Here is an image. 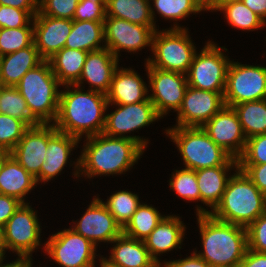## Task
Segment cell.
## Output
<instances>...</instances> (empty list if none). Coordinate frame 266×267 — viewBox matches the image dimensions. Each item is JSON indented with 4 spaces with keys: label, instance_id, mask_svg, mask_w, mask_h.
Listing matches in <instances>:
<instances>
[{
    "label": "cell",
    "instance_id": "cell-1",
    "mask_svg": "<svg viewBox=\"0 0 266 267\" xmlns=\"http://www.w3.org/2000/svg\"><path fill=\"white\" fill-rule=\"evenodd\" d=\"M64 86L67 90L60 91L55 128L79 140L84 134L90 137L103 133L106 118L103 114L109 105L106 94L94 90L82 92L76 85ZM72 86L74 90H70Z\"/></svg>",
    "mask_w": 266,
    "mask_h": 267
},
{
    "label": "cell",
    "instance_id": "cell-2",
    "mask_svg": "<svg viewBox=\"0 0 266 267\" xmlns=\"http://www.w3.org/2000/svg\"><path fill=\"white\" fill-rule=\"evenodd\" d=\"M86 144L75 168L89 178L96 175L122 174L140 159L144 148L130 138L112 137L104 133L86 137Z\"/></svg>",
    "mask_w": 266,
    "mask_h": 267
},
{
    "label": "cell",
    "instance_id": "cell-3",
    "mask_svg": "<svg viewBox=\"0 0 266 267\" xmlns=\"http://www.w3.org/2000/svg\"><path fill=\"white\" fill-rule=\"evenodd\" d=\"M229 177L220 203L212 211L197 208L198 214H210L213 218L247 228L266 212V196L239 168Z\"/></svg>",
    "mask_w": 266,
    "mask_h": 267
},
{
    "label": "cell",
    "instance_id": "cell-4",
    "mask_svg": "<svg viewBox=\"0 0 266 267\" xmlns=\"http://www.w3.org/2000/svg\"><path fill=\"white\" fill-rule=\"evenodd\" d=\"M197 216L204 249L198 255L211 267H239L248 249L246 228L219 221L210 214Z\"/></svg>",
    "mask_w": 266,
    "mask_h": 267
},
{
    "label": "cell",
    "instance_id": "cell-5",
    "mask_svg": "<svg viewBox=\"0 0 266 267\" xmlns=\"http://www.w3.org/2000/svg\"><path fill=\"white\" fill-rule=\"evenodd\" d=\"M60 85L50 62L43 60L21 78L16 88L27 102L31 115L40 124H51L58 115Z\"/></svg>",
    "mask_w": 266,
    "mask_h": 267
},
{
    "label": "cell",
    "instance_id": "cell-6",
    "mask_svg": "<svg viewBox=\"0 0 266 267\" xmlns=\"http://www.w3.org/2000/svg\"><path fill=\"white\" fill-rule=\"evenodd\" d=\"M166 134L178 147L185 168L200 170L224 165L231 156L219 147L202 127H178L167 129Z\"/></svg>",
    "mask_w": 266,
    "mask_h": 267
},
{
    "label": "cell",
    "instance_id": "cell-7",
    "mask_svg": "<svg viewBox=\"0 0 266 267\" xmlns=\"http://www.w3.org/2000/svg\"><path fill=\"white\" fill-rule=\"evenodd\" d=\"M151 51L154 58L146 59L147 67L187 74L196 49L186 28L174 25L170 30L154 32Z\"/></svg>",
    "mask_w": 266,
    "mask_h": 267
},
{
    "label": "cell",
    "instance_id": "cell-8",
    "mask_svg": "<svg viewBox=\"0 0 266 267\" xmlns=\"http://www.w3.org/2000/svg\"><path fill=\"white\" fill-rule=\"evenodd\" d=\"M217 47L208 42L200 54L195 53L187 75L188 86L212 92H225L227 70L231 61Z\"/></svg>",
    "mask_w": 266,
    "mask_h": 267
},
{
    "label": "cell",
    "instance_id": "cell-9",
    "mask_svg": "<svg viewBox=\"0 0 266 267\" xmlns=\"http://www.w3.org/2000/svg\"><path fill=\"white\" fill-rule=\"evenodd\" d=\"M266 99V67L230 62L224 92L225 106Z\"/></svg>",
    "mask_w": 266,
    "mask_h": 267
},
{
    "label": "cell",
    "instance_id": "cell-10",
    "mask_svg": "<svg viewBox=\"0 0 266 267\" xmlns=\"http://www.w3.org/2000/svg\"><path fill=\"white\" fill-rule=\"evenodd\" d=\"M40 233L36 212L29 203H22L1 229V242L18 256L30 257L40 245Z\"/></svg>",
    "mask_w": 266,
    "mask_h": 267
},
{
    "label": "cell",
    "instance_id": "cell-11",
    "mask_svg": "<svg viewBox=\"0 0 266 267\" xmlns=\"http://www.w3.org/2000/svg\"><path fill=\"white\" fill-rule=\"evenodd\" d=\"M45 251L63 267H95L96 246L72 228L53 234Z\"/></svg>",
    "mask_w": 266,
    "mask_h": 267
},
{
    "label": "cell",
    "instance_id": "cell-12",
    "mask_svg": "<svg viewBox=\"0 0 266 267\" xmlns=\"http://www.w3.org/2000/svg\"><path fill=\"white\" fill-rule=\"evenodd\" d=\"M105 116L104 134L112 137L130 138L144 149L148 143L145 139L138 136H126L125 133L145 127L161 118L149 98L143 102L118 105V109Z\"/></svg>",
    "mask_w": 266,
    "mask_h": 267
},
{
    "label": "cell",
    "instance_id": "cell-13",
    "mask_svg": "<svg viewBox=\"0 0 266 267\" xmlns=\"http://www.w3.org/2000/svg\"><path fill=\"white\" fill-rule=\"evenodd\" d=\"M146 69L153 92L148 96L158 115L162 118L170 109L178 112L188 88L186 74L147 67V64Z\"/></svg>",
    "mask_w": 266,
    "mask_h": 267
},
{
    "label": "cell",
    "instance_id": "cell-14",
    "mask_svg": "<svg viewBox=\"0 0 266 267\" xmlns=\"http://www.w3.org/2000/svg\"><path fill=\"white\" fill-rule=\"evenodd\" d=\"M202 129L232 158L238 160L243 154L247 138L233 107L224 106Z\"/></svg>",
    "mask_w": 266,
    "mask_h": 267
},
{
    "label": "cell",
    "instance_id": "cell-15",
    "mask_svg": "<svg viewBox=\"0 0 266 267\" xmlns=\"http://www.w3.org/2000/svg\"><path fill=\"white\" fill-rule=\"evenodd\" d=\"M155 31V27L106 17L104 20V44L119 59L121 49L136 52L145 46L150 47Z\"/></svg>",
    "mask_w": 266,
    "mask_h": 267
},
{
    "label": "cell",
    "instance_id": "cell-16",
    "mask_svg": "<svg viewBox=\"0 0 266 267\" xmlns=\"http://www.w3.org/2000/svg\"><path fill=\"white\" fill-rule=\"evenodd\" d=\"M224 92H212L188 86L178 110V127H202L223 107Z\"/></svg>",
    "mask_w": 266,
    "mask_h": 267
},
{
    "label": "cell",
    "instance_id": "cell-17",
    "mask_svg": "<svg viewBox=\"0 0 266 267\" xmlns=\"http://www.w3.org/2000/svg\"><path fill=\"white\" fill-rule=\"evenodd\" d=\"M56 131L53 123L29 127L10 154L28 173L36 177L46 158L48 139Z\"/></svg>",
    "mask_w": 266,
    "mask_h": 267
},
{
    "label": "cell",
    "instance_id": "cell-18",
    "mask_svg": "<svg viewBox=\"0 0 266 267\" xmlns=\"http://www.w3.org/2000/svg\"><path fill=\"white\" fill-rule=\"evenodd\" d=\"M72 229L90 240L95 246L98 242H112L123 233L104 202L95 197L86 212Z\"/></svg>",
    "mask_w": 266,
    "mask_h": 267
},
{
    "label": "cell",
    "instance_id": "cell-19",
    "mask_svg": "<svg viewBox=\"0 0 266 267\" xmlns=\"http://www.w3.org/2000/svg\"><path fill=\"white\" fill-rule=\"evenodd\" d=\"M34 43L43 60H49L64 48L73 20L54 18L38 12L33 18Z\"/></svg>",
    "mask_w": 266,
    "mask_h": 267
},
{
    "label": "cell",
    "instance_id": "cell-20",
    "mask_svg": "<svg viewBox=\"0 0 266 267\" xmlns=\"http://www.w3.org/2000/svg\"><path fill=\"white\" fill-rule=\"evenodd\" d=\"M119 59L106 47L88 52L79 80L74 84L81 86L87 80L90 90L106 94L113 75L118 68ZM94 87V89H92Z\"/></svg>",
    "mask_w": 266,
    "mask_h": 267
},
{
    "label": "cell",
    "instance_id": "cell-21",
    "mask_svg": "<svg viewBox=\"0 0 266 267\" xmlns=\"http://www.w3.org/2000/svg\"><path fill=\"white\" fill-rule=\"evenodd\" d=\"M148 88L140 76L132 69H116L106 93L108 104L129 105L149 98Z\"/></svg>",
    "mask_w": 266,
    "mask_h": 267
},
{
    "label": "cell",
    "instance_id": "cell-22",
    "mask_svg": "<svg viewBox=\"0 0 266 267\" xmlns=\"http://www.w3.org/2000/svg\"><path fill=\"white\" fill-rule=\"evenodd\" d=\"M111 243L116 245L111 250L109 259H102L112 267H161L149 254L144 241L132 239L123 233Z\"/></svg>",
    "mask_w": 266,
    "mask_h": 267
},
{
    "label": "cell",
    "instance_id": "cell-23",
    "mask_svg": "<svg viewBox=\"0 0 266 267\" xmlns=\"http://www.w3.org/2000/svg\"><path fill=\"white\" fill-rule=\"evenodd\" d=\"M233 167L238 169V160L231 157L224 165L195 170L201 201L212 210L221 201L229 180L226 173Z\"/></svg>",
    "mask_w": 266,
    "mask_h": 267
},
{
    "label": "cell",
    "instance_id": "cell-24",
    "mask_svg": "<svg viewBox=\"0 0 266 267\" xmlns=\"http://www.w3.org/2000/svg\"><path fill=\"white\" fill-rule=\"evenodd\" d=\"M79 139L66 133L56 131L48 139V149L40 173L35 177L37 183L49 181L59 174L68 161L69 155L79 143Z\"/></svg>",
    "mask_w": 266,
    "mask_h": 267
},
{
    "label": "cell",
    "instance_id": "cell-25",
    "mask_svg": "<svg viewBox=\"0 0 266 267\" xmlns=\"http://www.w3.org/2000/svg\"><path fill=\"white\" fill-rule=\"evenodd\" d=\"M184 223L178 216H164L157 227L143 241L150 256L160 265L158 254L171 251L183 242Z\"/></svg>",
    "mask_w": 266,
    "mask_h": 267
},
{
    "label": "cell",
    "instance_id": "cell-26",
    "mask_svg": "<svg viewBox=\"0 0 266 267\" xmlns=\"http://www.w3.org/2000/svg\"><path fill=\"white\" fill-rule=\"evenodd\" d=\"M42 61L35 43L11 54L0 56L1 85L16 86L30 69Z\"/></svg>",
    "mask_w": 266,
    "mask_h": 267
},
{
    "label": "cell",
    "instance_id": "cell-27",
    "mask_svg": "<svg viewBox=\"0 0 266 267\" xmlns=\"http://www.w3.org/2000/svg\"><path fill=\"white\" fill-rule=\"evenodd\" d=\"M36 184L35 177L28 173L11 154L4 159L0 168V194L15 197L25 203L26 194Z\"/></svg>",
    "mask_w": 266,
    "mask_h": 267
},
{
    "label": "cell",
    "instance_id": "cell-28",
    "mask_svg": "<svg viewBox=\"0 0 266 267\" xmlns=\"http://www.w3.org/2000/svg\"><path fill=\"white\" fill-rule=\"evenodd\" d=\"M149 0H106V17L123 19L148 27H156Z\"/></svg>",
    "mask_w": 266,
    "mask_h": 267
},
{
    "label": "cell",
    "instance_id": "cell-29",
    "mask_svg": "<svg viewBox=\"0 0 266 267\" xmlns=\"http://www.w3.org/2000/svg\"><path fill=\"white\" fill-rule=\"evenodd\" d=\"M87 51L62 48L48 61L61 85H74L80 78Z\"/></svg>",
    "mask_w": 266,
    "mask_h": 267
},
{
    "label": "cell",
    "instance_id": "cell-30",
    "mask_svg": "<svg viewBox=\"0 0 266 267\" xmlns=\"http://www.w3.org/2000/svg\"><path fill=\"white\" fill-rule=\"evenodd\" d=\"M101 41L104 42V22L73 20L64 47L90 52L105 48V45L100 46Z\"/></svg>",
    "mask_w": 266,
    "mask_h": 267
},
{
    "label": "cell",
    "instance_id": "cell-31",
    "mask_svg": "<svg viewBox=\"0 0 266 267\" xmlns=\"http://www.w3.org/2000/svg\"><path fill=\"white\" fill-rule=\"evenodd\" d=\"M246 138L266 134V99L233 106Z\"/></svg>",
    "mask_w": 266,
    "mask_h": 267
},
{
    "label": "cell",
    "instance_id": "cell-32",
    "mask_svg": "<svg viewBox=\"0 0 266 267\" xmlns=\"http://www.w3.org/2000/svg\"><path fill=\"white\" fill-rule=\"evenodd\" d=\"M163 218L164 216L153 206L142 203L123 228V234L129 238L143 241Z\"/></svg>",
    "mask_w": 266,
    "mask_h": 267
},
{
    "label": "cell",
    "instance_id": "cell-33",
    "mask_svg": "<svg viewBox=\"0 0 266 267\" xmlns=\"http://www.w3.org/2000/svg\"><path fill=\"white\" fill-rule=\"evenodd\" d=\"M0 114L23 121L28 127L40 124L30 113L27 102L16 86H0Z\"/></svg>",
    "mask_w": 266,
    "mask_h": 267
},
{
    "label": "cell",
    "instance_id": "cell-34",
    "mask_svg": "<svg viewBox=\"0 0 266 267\" xmlns=\"http://www.w3.org/2000/svg\"><path fill=\"white\" fill-rule=\"evenodd\" d=\"M104 204L122 229L141 205L137 194L124 190L112 194Z\"/></svg>",
    "mask_w": 266,
    "mask_h": 267
},
{
    "label": "cell",
    "instance_id": "cell-35",
    "mask_svg": "<svg viewBox=\"0 0 266 267\" xmlns=\"http://www.w3.org/2000/svg\"><path fill=\"white\" fill-rule=\"evenodd\" d=\"M218 11H224V15L229 24L243 31L259 29L266 25L262 19L241 1L222 5Z\"/></svg>",
    "mask_w": 266,
    "mask_h": 267
},
{
    "label": "cell",
    "instance_id": "cell-36",
    "mask_svg": "<svg viewBox=\"0 0 266 267\" xmlns=\"http://www.w3.org/2000/svg\"><path fill=\"white\" fill-rule=\"evenodd\" d=\"M29 25L33 24L14 29H0V56L27 48L34 43V26Z\"/></svg>",
    "mask_w": 266,
    "mask_h": 267
},
{
    "label": "cell",
    "instance_id": "cell-37",
    "mask_svg": "<svg viewBox=\"0 0 266 267\" xmlns=\"http://www.w3.org/2000/svg\"><path fill=\"white\" fill-rule=\"evenodd\" d=\"M169 185L170 189L175 190L181 198L188 201H201L196 172L194 170L187 168L176 170L172 174Z\"/></svg>",
    "mask_w": 266,
    "mask_h": 267
},
{
    "label": "cell",
    "instance_id": "cell-38",
    "mask_svg": "<svg viewBox=\"0 0 266 267\" xmlns=\"http://www.w3.org/2000/svg\"><path fill=\"white\" fill-rule=\"evenodd\" d=\"M28 128L23 121L0 114V149L10 153Z\"/></svg>",
    "mask_w": 266,
    "mask_h": 267
},
{
    "label": "cell",
    "instance_id": "cell-39",
    "mask_svg": "<svg viewBox=\"0 0 266 267\" xmlns=\"http://www.w3.org/2000/svg\"><path fill=\"white\" fill-rule=\"evenodd\" d=\"M155 10L163 18L178 21L201 10L193 0H153Z\"/></svg>",
    "mask_w": 266,
    "mask_h": 267
},
{
    "label": "cell",
    "instance_id": "cell-40",
    "mask_svg": "<svg viewBox=\"0 0 266 267\" xmlns=\"http://www.w3.org/2000/svg\"><path fill=\"white\" fill-rule=\"evenodd\" d=\"M80 0H39V12L54 18L73 20Z\"/></svg>",
    "mask_w": 266,
    "mask_h": 267
},
{
    "label": "cell",
    "instance_id": "cell-41",
    "mask_svg": "<svg viewBox=\"0 0 266 267\" xmlns=\"http://www.w3.org/2000/svg\"><path fill=\"white\" fill-rule=\"evenodd\" d=\"M266 163V134L255 135L247 139L246 147L238 159V164Z\"/></svg>",
    "mask_w": 266,
    "mask_h": 267
},
{
    "label": "cell",
    "instance_id": "cell-42",
    "mask_svg": "<svg viewBox=\"0 0 266 267\" xmlns=\"http://www.w3.org/2000/svg\"><path fill=\"white\" fill-rule=\"evenodd\" d=\"M105 18L106 0H80L73 20L104 22Z\"/></svg>",
    "mask_w": 266,
    "mask_h": 267
},
{
    "label": "cell",
    "instance_id": "cell-43",
    "mask_svg": "<svg viewBox=\"0 0 266 267\" xmlns=\"http://www.w3.org/2000/svg\"><path fill=\"white\" fill-rule=\"evenodd\" d=\"M33 18L26 10L0 5V29L25 27L33 21Z\"/></svg>",
    "mask_w": 266,
    "mask_h": 267
},
{
    "label": "cell",
    "instance_id": "cell-44",
    "mask_svg": "<svg viewBox=\"0 0 266 267\" xmlns=\"http://www.w3.org/2000/svg\"><path fill=\"white\" fill-rule=\"evenodd\" d=\"M248 249L266 253V212L247 228Z\"/></svg>",
    "mask_w": 266,
    "mask_h": 267
},
{
    "label": "cell",
    "instance_id": "cell-45",
    "mask_svg": "<svg viewBox=\"0 0 266 267\" xmlns=\"http://www.w3.org/2000/svg\"><path fill=\"white\" fill-rule=\"evenodd\" d=\"M254 185L266 196V163L265 164H238Z\"/></svg>",
    "mask_w": 266,
    "mask_h": 267
},
{
    "label": "cell",
    "instance_id": "cell-46",
    "mask_svg": "<svg viewBox=\"0 0 266 267\" xmlns=\"http://www.w3.org/2000/svg\"><path fill=\"white\" fill-rule=\"evenodd\" d=\"M21 204L22 202L15 197L0 194V229L5 226Z\"/></svg>",
    "mask_w": 266,
    "mask_h": 267
},
{
    "label": "cell",
    "instance_id": "cell-47",
    "mask_svg": "<svg viewBox=\"0 0 266 267\" xmlns=\"http://www.w3.org/2000/svg\"><path fill=\"white\" fill-rule=\"evenodd\" d=\"M185 259H178L164 262L162 267H211L204 259H202L196 251Z\"/></svg>",
    "mask_w": 266,
    "mask_h": 267
},
{
    "label": "cell",
    "instance_id": "cell-48",
    "mask_svg": "<svg viewBox=\"0 0 266 267\" xmlns=\"http://www.w3.org/2000/svg\"><path fill=\"white\" fill-rule=\"evenodd\" d=\"M0 5L26 10L33 17L39 12V0H0Z\"/></svg>",
    "mask_w": 266,
    "mask_h": 267
},
{
    "label": "cell",
    "instance_id": "cell-49",
    "mask_svg": "<svg viewBox=\"0 0 266 267\" xmlns=\"http://www.w3.org/2000/svg\"><path fill=\"white\" fill-rule=\"evenodd\" d=\"M239 267H266V253L247 249Z\"/></svg>",
    "mask_w": 266,
    "mask_h": 267
},
{
    "label": "cell",
    "instance_id": "cell-50",
    "mask_svg": "<svg viewBox=\"0 0 266 267\" xmlns=\"http://www.w3.org/2000/svg\"><path fill=\"white\" fill-rule=\"evenodd\" d=\"M241 2L266 23V0H242Z\"/></svg>",
    "mask_w": 266,
    "mask_h": 267
},
{
    "label": "cell",
    "instance_id": "cell-51",
    "mask_svg": "<svg viewBox=\"0 0 266 267\" xmlns=\"http://www.w3.org/2000/svg\"><path fill=\"white\" fill-rule=\"evenodd\" d=\"M197 7L202 10H218L219 0H193Z\"/></svg>",
    "mask_w": 266,
    "mask_h": 267
},
{
    "label": "cell",
    "instance_id": "cell-52",
    "mask_svg": "<svg viewBox=\"0 0 266 267\" xmlns=\"http://www.w3.org/2000/svg\"><path fill=\"white\" fill-rule=\"evenodd\" d=\"M31 261V257L19 256V258L16 261H13L12 263L3 264L2 262L0 264V267H31Z\"/></svg>",
    "mask_w": 266,
    "mask_h": 267
},
{
    "label": "cell",
    "instance_id": "cell-53",
    "mask_svg": "<svg viewBox=\"0 0 266 267\" xmlns=\"http://www.w3.org/2000/svg\"><path fill=\"white\" fill-rule=\"evenodd\" d=\"M10 153L5 151V150H2L0 149V168H1V165L4 161V159L9 155Z\"/></svg>",
    "mask_w": 266,
    "mask_h": 267
},
{
    "label": "cell",
    "instance_id": "cell-54",
    "mask_svg": "<svg viewBox=\"0 0 266 267\" xmlns=\"http://www.w3.org/2000/svg\"><path fill=\"white\" fill-rule=\"evenodd\" d=\"M5 248H4V246H3V244L2 243H0V264L3 262V260H4V255H5Z\"/></svg>",
    "mask_w": 266,
    "mask_h": 267
},
{
    "label": "cell",
    "instance_id": "cell-55",
    "mask_svg": "<svg viewBox=\"0 0 266 267\" xmlns=\"http://www.w3.org/2000/svg\"><path fill=\"white\" fill-rule=\"evenodd\" d=\"M239 1H242V0H219V8L222 5L233 3V2H239Z\"/></svg>",
    "mask_w": 266,
    "mask_h": 267
},
{
    "label": "cell",
    "instance_id": "cell-56",
    "mask_svg": "<svg viewBox=\"0 0 266 267\" xmlns=\"http://www.w3.org/2000/svg\"><path fill=\"white\" fill-rule=\"evenodd\" d=\"M101 262V264H100V266L101 267H112V266H109L102 258H101V260H100Z\"/></svg>",
    "mask_w": 266,
    "mask_h": 267
},
{
    "label": "cell",
    "instance_id": "cell-57",
    "mask_svg": "<svg viewBox=\"0 0 266 267\" xmlns=\"http://www.w3.org/2000/svg\"><path fill=\"white\" fill-rule=\"evenodd\" d=\"M212 267H229V266H212Z\"/></svg>",
    "mask_w": 266,
    "mask_h": 267
}]
</instances>
